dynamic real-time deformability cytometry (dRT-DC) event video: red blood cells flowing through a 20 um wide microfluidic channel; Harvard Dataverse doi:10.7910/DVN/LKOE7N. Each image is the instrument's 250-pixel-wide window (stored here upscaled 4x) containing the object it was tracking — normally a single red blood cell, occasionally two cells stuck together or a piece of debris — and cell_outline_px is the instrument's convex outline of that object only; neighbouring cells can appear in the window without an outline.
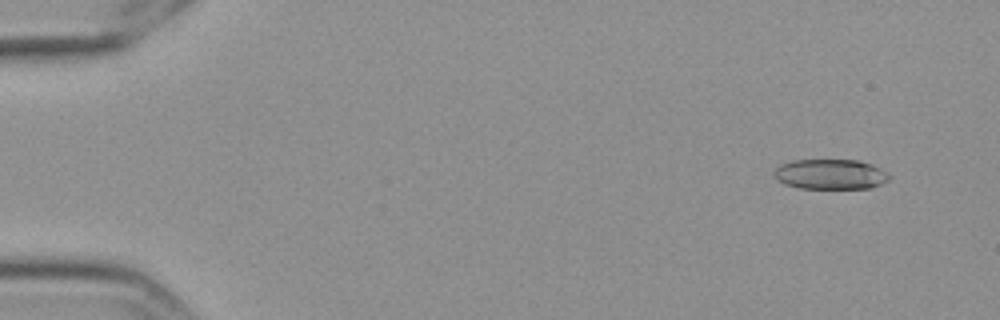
{"species": "Egyptian fruit bat (a non-hibernating species)", "species_latin": "Rousettus aegyptiacus", "temperature_condition": "cold", "stored_images_in_passage": 56, "camera_frame_rate_fps": 3000, "um_per_image_px": 0.085, "frame": {"image": 1, "passage_image": 3, "time_ms": 0.667, "image_size_px": [1000, 320], "cell_outline_px": [[892, 176], [888, 180], [872, 188], [800, 188], [784, 184], [776, 180], [772, 176], [772, 172], [780, 164], [792, 160], [856, 160], [872, 164], [888, 172]], "centroid_in_image_um": [70.56, 14.81], "position_along_channel_um": 14.4, "area_um2": 20.46}}
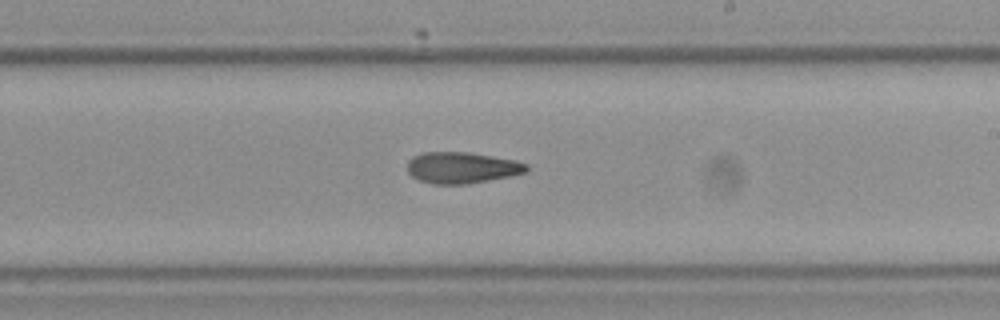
{"frame": {"image": 2, "passage_image": 33, "time_ms": 10.667, "image_size_px": [1000, 320], "cell_outline_px": [[528, 172], [468, 184], [432, 184], [420, 180], [412, 176], [408, 172], [408, 160], [412, 156], [424, 152], [468, 152], [516, 160], [528, 164]], "centroid_in_image_um": [39.26, 14.25], "position_along_channel_um": 249.7, "area_um2": 21.73}}
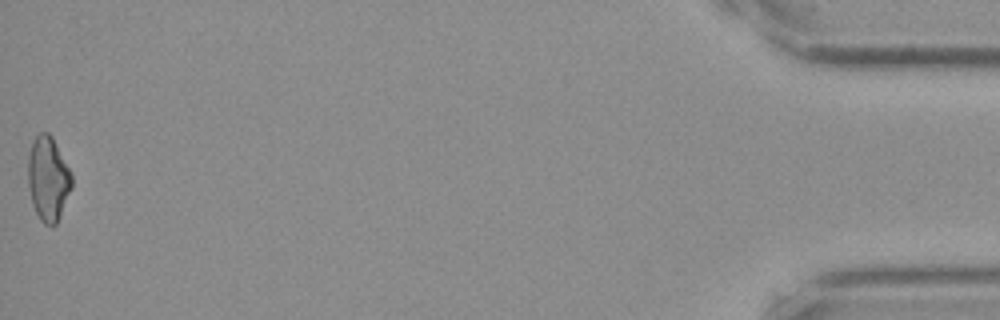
{"frame": {"image": 3, "passage_image": 56, "time_ms": 18.333, "image_size_px": [1000, 320], "cell_outline_px": [[72, 188], [56, 224], [52, 228], [44, 224], [40, 220], [32, 204], [28, 184], [28, 156], [32, 140], [40, 132], [48, 132], [52, 136], [72, 176]], "centroid_in_image_um": [4.07, 15.21], "position_along_channel_um": 431.1, "area_um2": 21.5}, "authors_computed_cell_mechanics": {"area_um2": 21.5594, "velocity_mm_per_s": 3.5743, "shape_relaxation_time_tau1_ms": null, "shape_relaxation_time_tau2_ms": 3.6187, "deformation_change_tau1": null, "deformation_change_tau2": 0.1152}}